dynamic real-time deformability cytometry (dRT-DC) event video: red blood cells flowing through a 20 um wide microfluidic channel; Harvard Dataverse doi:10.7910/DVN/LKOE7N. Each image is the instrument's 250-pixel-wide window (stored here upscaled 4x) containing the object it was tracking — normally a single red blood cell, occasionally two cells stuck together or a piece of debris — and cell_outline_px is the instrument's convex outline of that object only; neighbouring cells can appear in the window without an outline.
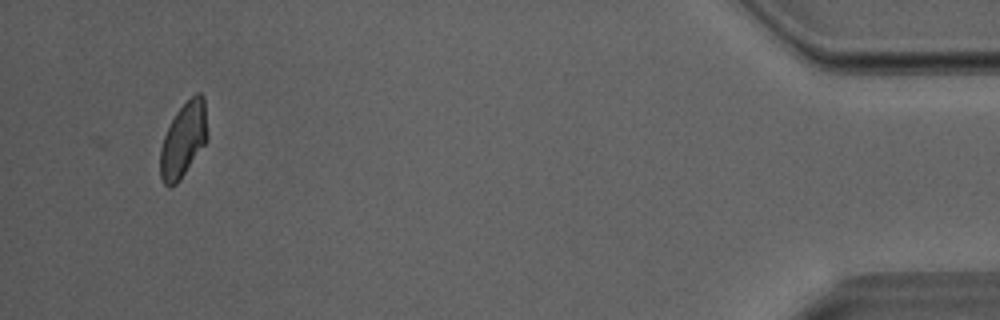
{"species": "Egyptian fruit bat (a non-hibernating species)", "species_latin": "Rousettus aegyptiacus", "temperature_condition": "room temperature", "stored_images_in_passage": 35, "camera_frame_rate_fps": 3000, "um_per_image_px": 0.085, "animal": {"sex": "male"}, "frame": {"image": 1, "passage_image": 35, "time_ms": 11.333, "image_size_px": [1000, 320], "cell_outline_px": [[208, 140], [180, 180], [176, 184], [168, 188], [164, 184], [160, 176], [160, 148], [164, 136], [176, 112], [196, 92], [200, 92], [204, 96], [208, 132]], "centroid_in_image_um": [15.61, 11.9], "position_along_channel_um": 419.6, "area_um2": 20.69}}